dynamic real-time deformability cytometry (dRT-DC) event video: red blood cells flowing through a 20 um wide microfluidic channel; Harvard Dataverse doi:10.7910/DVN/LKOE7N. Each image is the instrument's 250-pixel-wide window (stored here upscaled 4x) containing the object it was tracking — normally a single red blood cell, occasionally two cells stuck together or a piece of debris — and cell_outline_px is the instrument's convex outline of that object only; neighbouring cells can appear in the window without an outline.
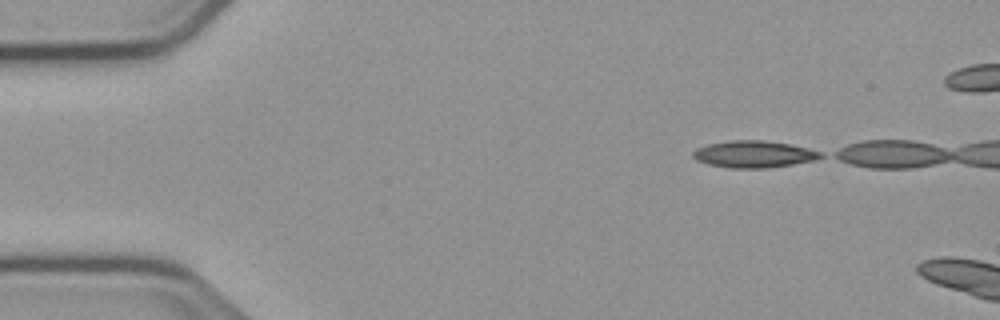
{"species": "common noctule bat (a hibernating species)", "species_latin": "Nyctalus noctula", "temperature_condition": "cold", "stored_images_in_passage": 5, "camera_frame_rate_fps": 3000, "um_per_image_px": 0.085, "animal": {"sex": "male", "body_mass_g": 23.1, "forearm_length_mm": 52.7}, "frame": {"image": 1, "passage_image": 1, "time_ms": 0.0, "image_size_px": [1000, 320], "cell_outline_px": [[824, 156], [816, 160], [768, 168], [728, 168], [708, 164], [696, 160], [692, 156], [692, 152], [696, 148], [708, 144], [728, 140], [764, 140], [788, 144], [808, 148], [820, 152]], "centroid_in_image_um": [64.04, 13.1], "position_along_channel_um": 21.0, "area_um2": 20.06}}